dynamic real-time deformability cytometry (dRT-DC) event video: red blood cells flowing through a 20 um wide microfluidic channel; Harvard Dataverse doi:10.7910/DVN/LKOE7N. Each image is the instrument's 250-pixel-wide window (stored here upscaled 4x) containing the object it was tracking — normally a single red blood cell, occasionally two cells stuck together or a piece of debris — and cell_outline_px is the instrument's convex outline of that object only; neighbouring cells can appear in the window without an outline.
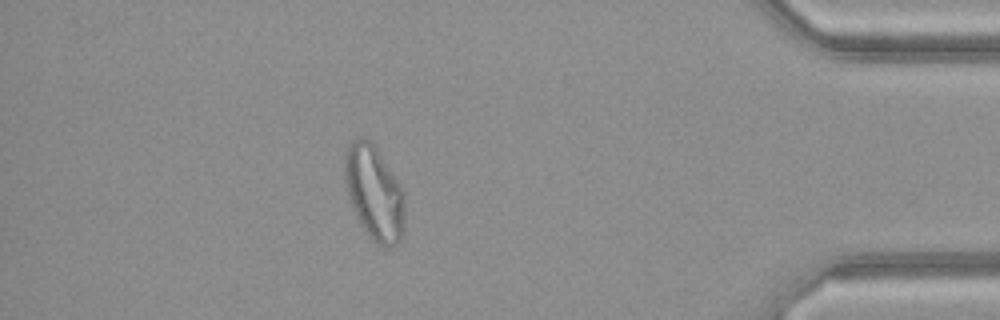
{"species": "common noctule bat (a hibernating species)", "species_latin": "Nyctalus noctula", "temperature_condition": "warm", "stored_images_in_passage": 46, "camera_frame_rate_fps": 3000, "um_per_image_px": 0.085, "animal": {"sex": "female", "body_mass_g": 21.9}, "frame": {"image": 1, "passage_image": 40, "time_ms": 13.0, "image_size_px": [1000, 320], "cell_outline_px": [[404, 232], [400, 240], [392, 248], [384, 248], [376, 244], [368, 236], [356, 216], [348, 196], [344, 176], [344, 156], [348, 144], [352, 140], [360, 136], [372, 140], [400, 184], [404, 192]], "centroid_in_image_um": [31.81, 16.39], "position_along_channel_um": 403.4, "area_um2": 33.64}}